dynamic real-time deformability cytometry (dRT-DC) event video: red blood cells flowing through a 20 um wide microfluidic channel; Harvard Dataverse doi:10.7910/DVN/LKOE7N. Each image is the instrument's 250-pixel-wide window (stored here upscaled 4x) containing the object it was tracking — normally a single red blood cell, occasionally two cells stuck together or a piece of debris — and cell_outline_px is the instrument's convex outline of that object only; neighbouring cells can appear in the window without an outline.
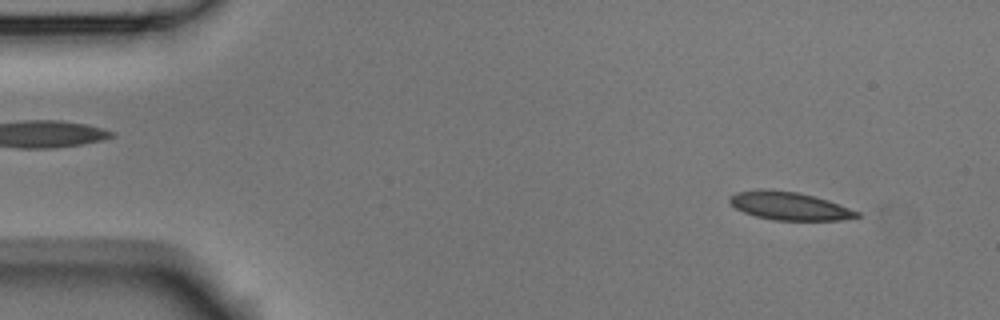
{"species": "Egyptian fruit bat (a non-hibernating species)", "species_latin": "Rousettus aegyptiacus", "temperature_condition": "room temperature", "stored_images_in_passage": 6, "camera_frame_rate_fps": 3000, "um_per_image_px": 0.085, "animal": {"sex": "male"}, "frame": {"image": 1, "passage_image": 2, "time_ms": 0.333, "image_size_px": [1000, 320], "cell_outline_px": [[860, 216], [840, 220], [772, 220], [756, 216], [744, 212], [736, 208], [728, 200], [736, 192], [756, 188], [768, 188], [800, 192], [828, 200], [860, 212]], "centroid_in_image_um": [67.07, 17.48], "position_along_channel_um": 17.9, "area_um2": 20.98}}
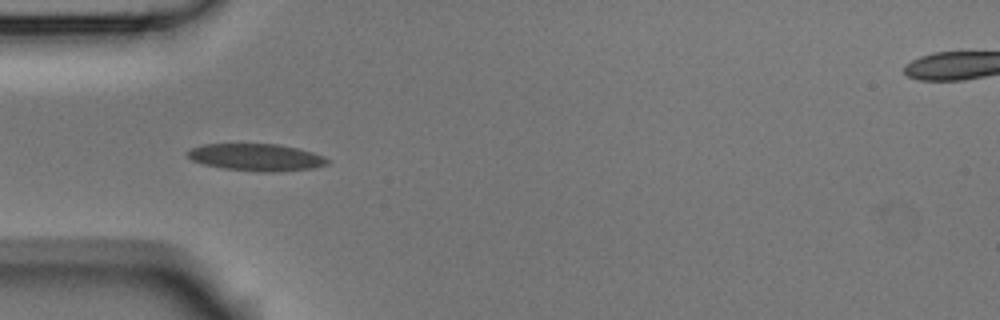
{"frame": {"image": 2, "passage_image": 5, "time_ms": 1.333, "image_size_px": [1000, 320], "cell_outline_px": [[328, 164], [312, 168], [280, 172], [260, 172], [224, 168], [204, 164], [192, 160], [184, 152], [192, 148], [204, 144], [280, 144], [312, 152], [324, 156], [328, 160]], "centroid_in_image_um": [21.78, 13.37], "position_along_channel_um": 63.2, "area_um2": 22.08}}
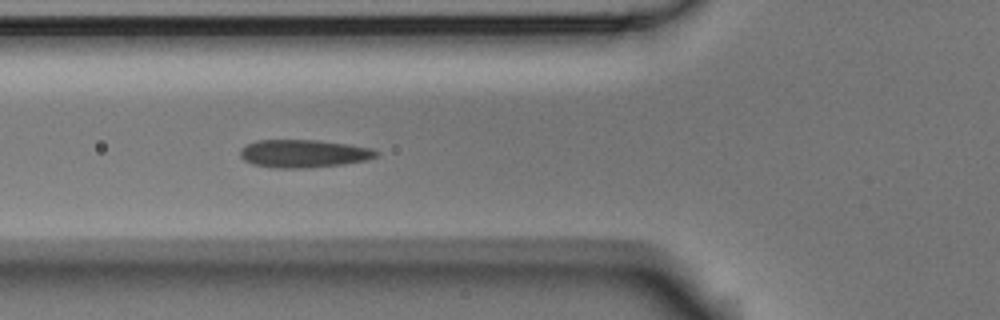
{"frame": {"image": 3, "passage_image": 6, "time_ms": 1.667, "image_size_px": [1000, 320], "cell_outline_px": [[380, 152], [376, 156], [368, 160], [344, 164], [308, 168], [272, 168], [252, 164], [244, 160], [240, 156], [240, 148], [256, 140], [320, 140], [348, 144], [372, 148]], "centroid_in_image_um": [25.81, 13.06], "position_along_channel_um": 100.0, "area_um2": 22.37}}